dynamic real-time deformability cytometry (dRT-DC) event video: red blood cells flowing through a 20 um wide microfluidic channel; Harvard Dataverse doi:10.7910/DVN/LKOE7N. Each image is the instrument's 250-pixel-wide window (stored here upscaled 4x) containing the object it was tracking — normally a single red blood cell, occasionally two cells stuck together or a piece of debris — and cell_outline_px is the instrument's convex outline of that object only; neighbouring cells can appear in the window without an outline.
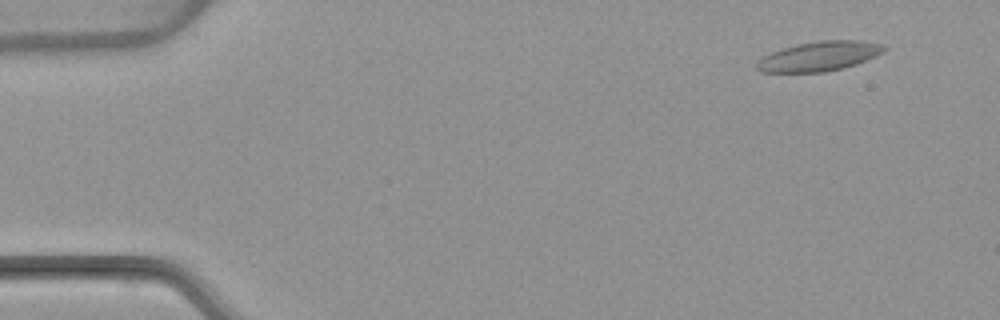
{"species": "common noctule bat (a hibernating species)", "species_latin": "Nyctalus noctula", "temperature_condition": "warm", "stored_images_in_passage": 5, "camera_frame_rate_fps": 3000, "um_per_image_px": 0.085, "animal": {"sex": "female", "body_mass_g": 22.7, "forearm_length_mm": 54.2}, "frame": {"image": 1, "passage_image": 2, "time_ms": 1.333, "image_size_px": [1000, 320], "cell_outline_px": [[888, 48], [884, 52], [876, 56], [856, 64], [844, 68], [824, 72], [760, 72], [756, 68], [756, 60], [772, 52], [796, 44], [820, 40], [860, 40], [884, 44]], "centroid_in_image_um": [69.66, 4.78], "position_along_channel_um": 15.3, "area_um2": 22.14}}
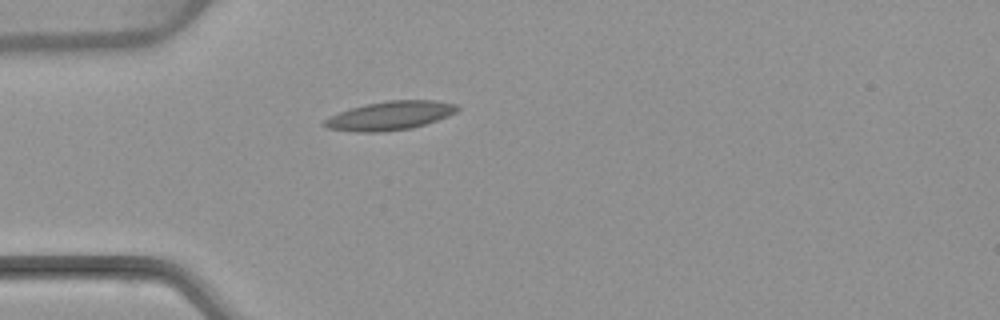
{"frame": {"image": 2, "passage_image": 5, "time_ms": 5.0, "image_size_px": [1000, 320], "cell_outline_px": [[460, 108], [456, 112], [448, 116], [412, 128], [384, 132], [356, 132], [324, 128], [320, 124], [328, 116], [352, 108], [368, 104], [388, 100], [432, 100], [460, 104]], "centroid_in_image_um": [33.13, 9.84], "position_along_channel_um": 51.9, "area_um2": 22.43}}